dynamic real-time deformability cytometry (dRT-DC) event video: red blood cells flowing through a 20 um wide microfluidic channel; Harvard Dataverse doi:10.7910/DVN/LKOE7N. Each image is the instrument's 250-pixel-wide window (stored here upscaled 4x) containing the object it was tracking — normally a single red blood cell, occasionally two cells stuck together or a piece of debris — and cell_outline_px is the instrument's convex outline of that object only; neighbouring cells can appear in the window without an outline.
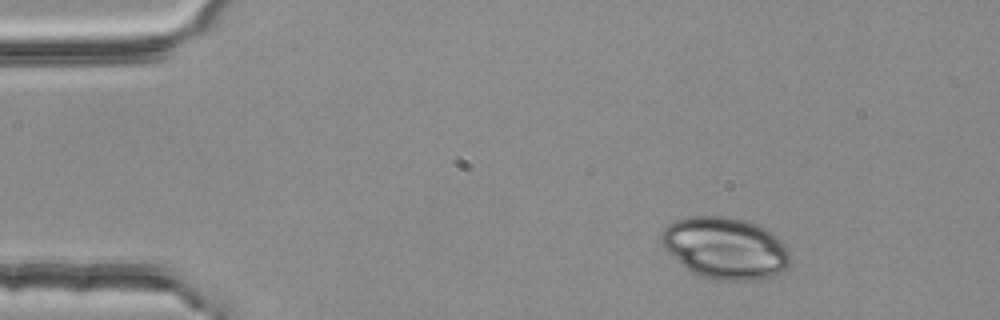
{"species": "common noctule bat (a hibernating species)", "species_latin": "Nyctalus noctula", "temperature_condition": "room temperature", "stored_images_in_passage": 2, "camera_frame_rate_fps": 3000, "um_per_image_px": 0.085, "animal": {"sex": "female", "body_mass_g": 25.1}, "frame": {"image": 1, "passage_image": 1, "time_ms": 0.0, "image_size_px": [1000, 320], "cell_outline_px": [[792, 260], [776, 276], [768, 280], [720, 280], [704, 276], [692, 272], [684, 268], [676, 260], [660, 240], [660, 236], [664, 228], [672, 220], [688, 216], [728, 216], [748, 220], [772, 232], [788, 248]], "centroid_in_image_um": [61.67, 21.08], "position_along_channel_um": 23.3, "area_um2": 46.76}}